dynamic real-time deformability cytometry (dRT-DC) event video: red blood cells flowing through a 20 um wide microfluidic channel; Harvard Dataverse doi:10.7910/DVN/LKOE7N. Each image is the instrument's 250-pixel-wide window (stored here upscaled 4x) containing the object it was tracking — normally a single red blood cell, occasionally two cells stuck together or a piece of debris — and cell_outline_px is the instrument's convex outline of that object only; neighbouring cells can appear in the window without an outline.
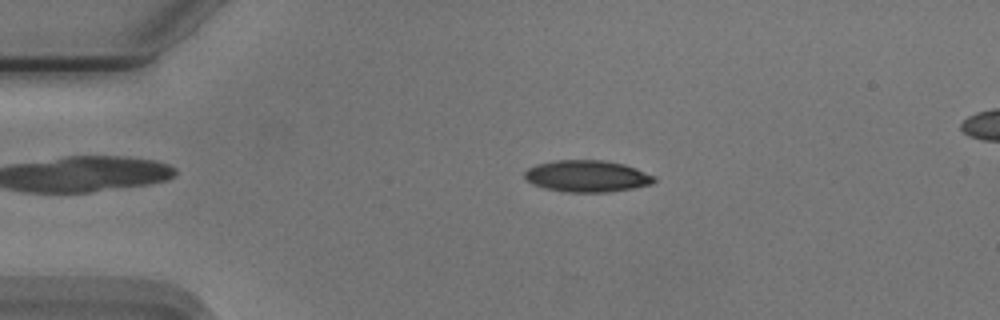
{"species": "Egyptian fruit bat (a non-hibernating species)", "species_latin": "Rousettus aegyptiacus", "temperature_condition": "cold", "stored_images_in_passage": 51, "camera_frame_rate_fps": 3000, "um_per_image_px": 0.085, "animal": {"sex": "male"}, "frame": {"image": 1, "passage_image": 8, "time_ms": 2.333, "image_size_px": [1000, 320], "cell_outline_px": [[656, 180], [652, 184], [632, 188], [608, 192], [564, 192], [544, 188], [532, 184], [524, 176], [524, 172], [528, 168], [536, 164], [556, 160], [604, 160], [624, 164], [636, 168], [656, 176]], "centroid_in_image_um": [49.9, 14.97], "position_along_channel_um": 35.1, "area_um2": 24.04}}
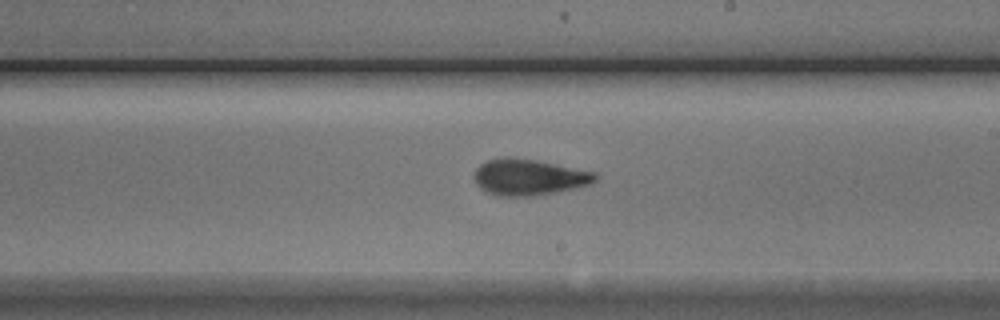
{"frame": {"image": 2, "passage_image": 28, "time_ms": 9.0, "image_size_px": [1000, 320], "cell_outline_px": [[600, 176], [596, 180], [588, 184], [556, 192], [532, 196], [496, 196], [484, 192], [476, 184], [472, 176], [476, 168], [480, 164], [488, 160], [508, 156], [512, 156], [536, 160], [596, 172]], "centroid_in_image_um": [44.9, 15.05], "position_along_channel_um": 244.1, "area_um2": 25.78}}
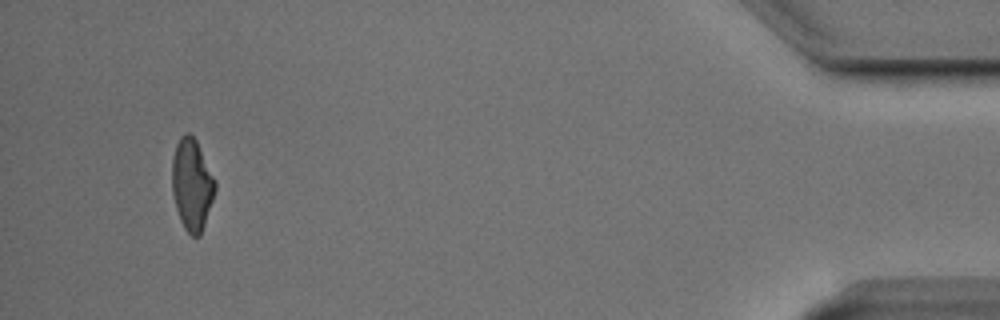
{"frame": {"image": 3, "passage_image": 48, "time_ms": 15.667, "image_size_px": [1000, 320], "cell_outline_px": [[216, 188], [200, 236], [192, 236], [184, 228], [180, 220], [176, 208], [172, 192], [172, 160], [176, 144], [180, 136], [188, 132], [196, 140], [216, 180]], "centroid_in_image_um": [16.3, 15.67], "position_along_channel_um": 418.9, "area_um2": 22.83}, "authors_computed_cell_mechanics": {"area_um2": 24.0448, "velocity_mm_per_s": 3.7529, "shape_relaxation_time_tau1_ms": 3.7115, "shape_relaxation_time_tau2_ms": 2.7356, "deformation_change_tau1": 0.1378, "deformation_change_tau2": 0.1011}}